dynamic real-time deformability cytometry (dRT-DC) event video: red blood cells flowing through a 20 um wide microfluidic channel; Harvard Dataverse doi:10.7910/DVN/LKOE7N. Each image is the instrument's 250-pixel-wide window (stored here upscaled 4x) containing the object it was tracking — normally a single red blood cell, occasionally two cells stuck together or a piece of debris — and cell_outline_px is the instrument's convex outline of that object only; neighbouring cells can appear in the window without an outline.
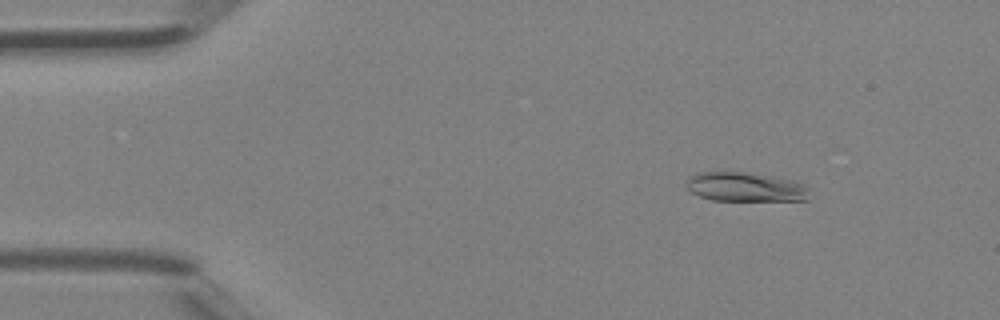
{"species": "Egyptian fruit bat (a non-hibernating species)", "species_latin": "Rousettus aegyptiacus", "temperature_condition": "room temperature", "stored_images_in_passage": 3, "camera_frame_rate_fps": 3000, "um_per_image_px": 0.085, "animal": {"sex": "female"}, "frame": {"image": 1, "passage_image": 1, "time_ms": 0.0, "image_size_px": [1000, 320], "cell_outline_px": [[808, 200], [712, 200], [700, 196], [692, 192], [684, 184], [688, 176], [696, 172], [740, 172], [768, 176], [792, 180], [804, 184], [808, 188]], "centroid_in_image_um": [63.3, 15.89], "position_along_channel_um": 21.7, "area_um2": 20.81}}
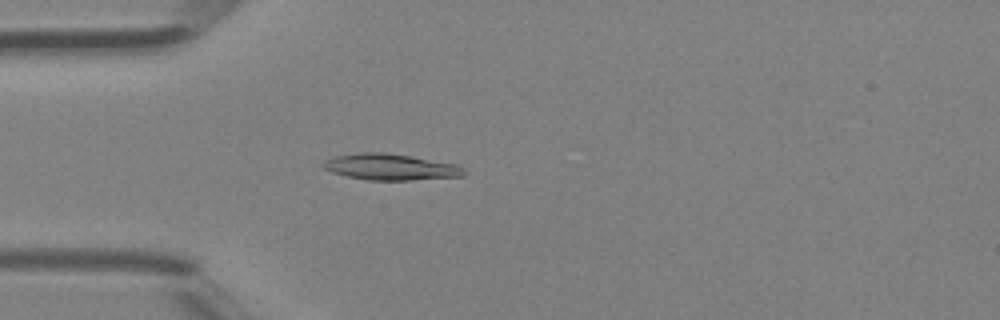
{"frame": {"image": 2, "passage_image": 3, "time_ms": 0.667, "image_size_px": [1000, 320], "cell_outline_px": [[468, 172], [464, 176], [412, 180], [368, 180], [348, 176], [332, 172], [324, 168], [320, 164], [324, 160], [336, 156], [360, 152], [384, 152], [456, 164], [464, 168]], "centroid_in_image_um": [33.2, 14.2], "position_along_channel_um": 51.8, "area_um2": 21.44}}